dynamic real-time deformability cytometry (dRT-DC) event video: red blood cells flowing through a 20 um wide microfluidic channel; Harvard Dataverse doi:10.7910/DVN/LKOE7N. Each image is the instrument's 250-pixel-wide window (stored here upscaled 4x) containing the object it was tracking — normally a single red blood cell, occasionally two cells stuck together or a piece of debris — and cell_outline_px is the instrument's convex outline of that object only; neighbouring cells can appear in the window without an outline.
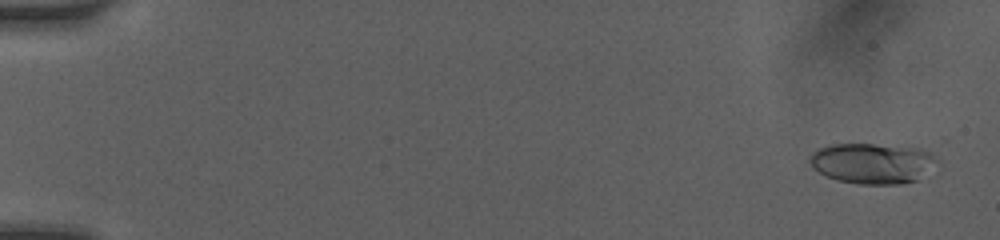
{"species": "human", "species_latin": "Homo sapiens", "temperature_condition": "room temperature", "stored_images_in_passage": 35, "camera_frame_rate_fps": 3000, "um_per_image_px": 0.085, "donor": {"sex": "female"}, "frame": {"image": 1, "passage_image": 2, "time_ms": 0.333, "image_size_px": [1000, 240], "cell_outline_px": [[932, 156], [916, 180], [900, 184], [856, 184], [836, 180], [812, 168], [808, 160], [812, 152], [816, 148], [832, 144], [872, 144], [920, 148], [928, 152]], "centroid_in_image_um": [73.94, 13.87], "position_along_channel_um": 11.1, "area_um2": 29.07}}
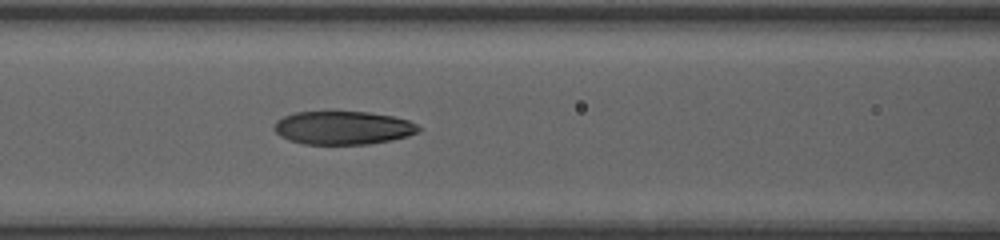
{"frame": {"image": 2, "passage_image": 26, "time_ms": 7.333, "image_size_px": [1000, 240], "cell_outline_px": [[420, 132], [408, 136], [392, 140], [368, 144], [304, 144], [288, 140], [280, 136], [272, 128], [276, 120], [284, 116], [296, 112], [368, 112], [392, 116], [408, 120], [416, 124], [420, 128]], "centroid_in_image_um": [29.14, 10.87], "position_along_channel_um": 137.5, "area_um2": 28.15}}
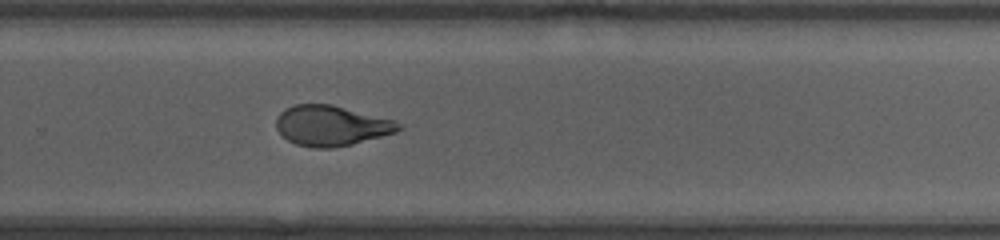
{"frame": {"image": 3, "passage_image": 35, "time_ms": 11.333, "image_size_px": [1000, 240], "cell_outline_px": [[404, 128], [396, 132], [352, 144], [332, 148], [312, 148], [296, 144], [288, 140], [276, 128], [276, 116], [284, 108], [292, 104], [332, 104], [396, 120], [404, 124]], "centroid_in_image_um": [28.18, 10.67], "position_along_channel_um": 301.6, "area_um2": 29.07}}